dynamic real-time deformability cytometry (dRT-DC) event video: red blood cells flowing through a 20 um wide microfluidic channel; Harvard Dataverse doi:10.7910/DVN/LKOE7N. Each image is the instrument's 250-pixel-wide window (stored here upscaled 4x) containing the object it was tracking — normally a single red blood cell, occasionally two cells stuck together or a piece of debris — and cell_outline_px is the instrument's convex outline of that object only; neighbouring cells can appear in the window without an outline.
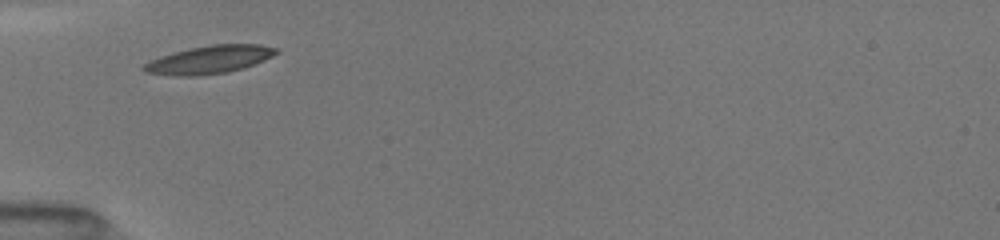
{"species": "common noctule bat (a hibernating species)", "species_latin": "Nyctalus noctula", "temperature_condition": "room temperature", "stored_images_in_passage": 52, "camera_frame_rate_fps": 3000, "um_per_image_px": 0.085, "animal": {"sex": "female", "body_mass_g": 19.5, "forearm_length_mm": 54.1}, "frame": {"image": 1, "passage_image": 1, "time_ms": 0.0, "image_size_px": [1000, 240], "cell_outline_px": [[280, 52], [264, 60], [244, 68], [228, 72], [196, 76], [176, 76], [144, 72], [140, 68], [144, 64], [160, 56], [192, 48], [212, 44], [260, 44], [276, 48]], "centroid_in_image_um": [17.81, 5.08], "position_along_channel_um": 67.2, "area_um2": 21.5}}
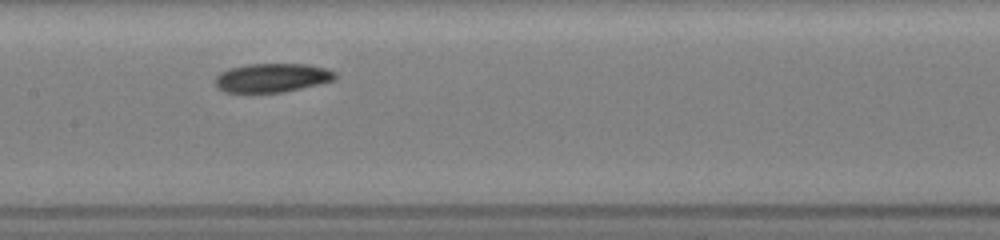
{"frame": {"image": 2, "passage_image": 17, "time_ms": 3.0, "image_size_px": [1000, 240], "cell_outline_px": [[336, 80], [320, 84], [284, 92], [224, 92], [216, 88], [216, 76], [220, 72], [228, 68], [248, 64], [304, 64], [324, 68], [336, 72]], "centroid_in_image_um": [23.12, 6.61], "position_along_channel_um": 184.3, "area_um2": 20.23}}
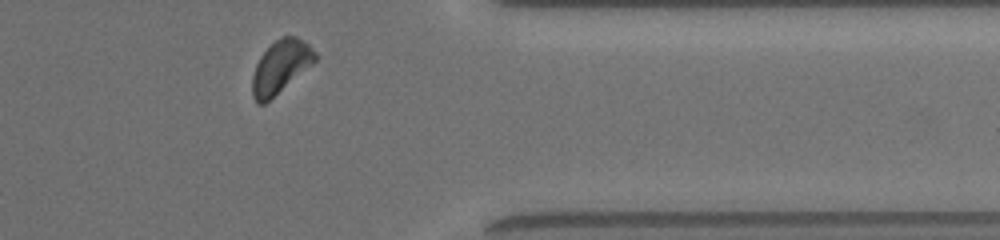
{"frame": {"image": 3, "passage_image": 46, "time_ms": 8.333, "image_size_px": [1000, 240], "cell_outline_px": [[320, 56], [312, 64], [264, 104], [256, 104], [252, 96], [252, 76], [256, 64], [260, 56], [276, 40], [284, 36], [296, 36], [304, 40]], "centroid_in_image_um": [23.85, 5.67], "position_along_channel_um": 387.5, "area_um2": 19.13}, "authors_computed_cell_mechanics": {"area_um2": 20.1144, "velocity_mm_per_s": 3.9923, "shape_relaxation_time_tau1_ms": 2.4021, "shape_relaxation_time_tau2_ms": 11.201, "deformation_change_tau1": 0.0847, "deformation_change_tau2": 0.199}}